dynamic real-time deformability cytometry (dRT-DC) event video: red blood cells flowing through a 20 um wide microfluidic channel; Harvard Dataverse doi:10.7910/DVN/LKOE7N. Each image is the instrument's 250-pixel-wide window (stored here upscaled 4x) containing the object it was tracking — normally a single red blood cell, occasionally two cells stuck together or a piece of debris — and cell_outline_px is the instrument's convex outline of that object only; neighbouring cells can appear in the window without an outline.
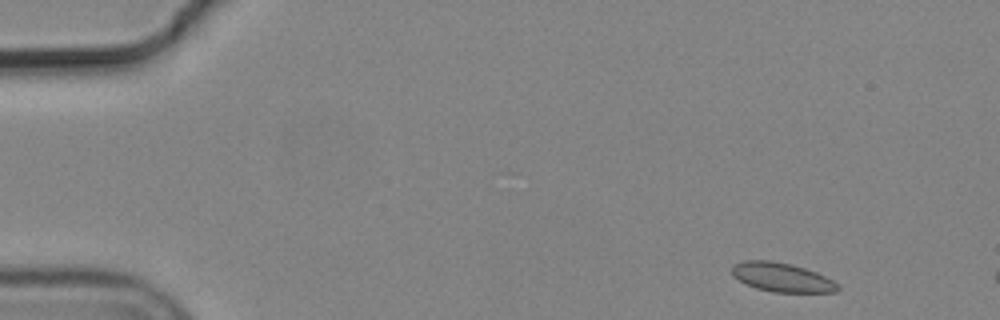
{"species": "common noctule bat (a hibernating species)", "species_latin": "Nyctalus noctula", "temperature_condition": "cold", "stored_images_in_passage": 5, "camera_frame_rate_fps": 3000, "um_per_image_px": 0.085, "animal": {"sex": "male", "body_mass_g": 19.2, "forearm_length_mm": 51.8}, "frame": {"image": 1, "passage_image": 1, "time_ms": 0.0, "image_size_px": [1000, 320], "cell_outline_px": [[840, 288], [836, 292], [772, 292], [756, 288], [732, 276], [732, 264], [744, 260], [772, 260], [792, 264], [816, 272], [840, 284]], "centroid_in_image_um": [66.46, 23.56], "position_along_channel_um": 18.5, "area_um2": 17.98}}
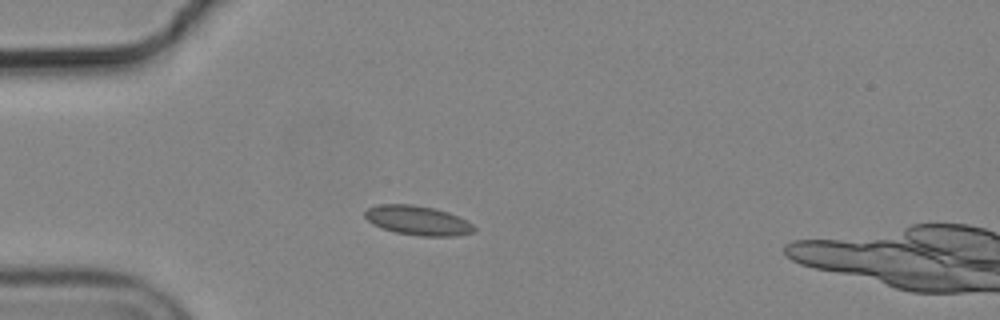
{"frame": {"image": 2, "passage_image": 4, "time_ms": 1.0, "image_size_px": [1000, 320], "cell_outline_px": [[476, 228], [472, 232], [456, 236], [420, 236], [396, 232], [372, 224], [364, 216], [364, 212], [368, 208], [380, 204], [412, 204], [432, 208], [448, 212], [468, 220]], "centroid_in_image_um": [35.52, 18.73], "position_along_channel_um": 49.5, "area_um2": 18.61}}